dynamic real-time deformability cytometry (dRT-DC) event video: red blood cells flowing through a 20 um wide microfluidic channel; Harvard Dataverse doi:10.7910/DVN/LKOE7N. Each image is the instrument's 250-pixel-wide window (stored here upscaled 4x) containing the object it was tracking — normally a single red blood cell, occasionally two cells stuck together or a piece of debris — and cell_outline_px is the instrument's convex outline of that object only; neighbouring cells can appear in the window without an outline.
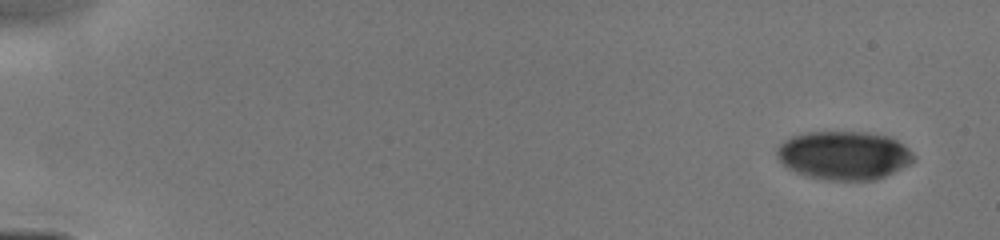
{"species": "human", "species_latin": "Homo sapiens", "temperature_condition": "cold", "stored_images_in_passage": 5, "camera_frame_rate_fps": 3000, "um_per_image_px": 0.085, "donor": {"sex": "male"}, "frame": {"image": 1, "passage_image": 1, "time_ms": 0.0, "image_size_px": [1000, 240], "cell_outline_px": [[916, 160], [876, 180], [828, 180], [808, 176], [796, 172], [788, 168], [776, 156], [776, 148], [784, 140], [792, 136], [808, 132], [868, 132], [888, 136], [904, 144], [916, 156]], "centroid_in_image_um": [71.73, 13.2], "position_along_channel_um": 13.3, "area_um2": 38.67}}
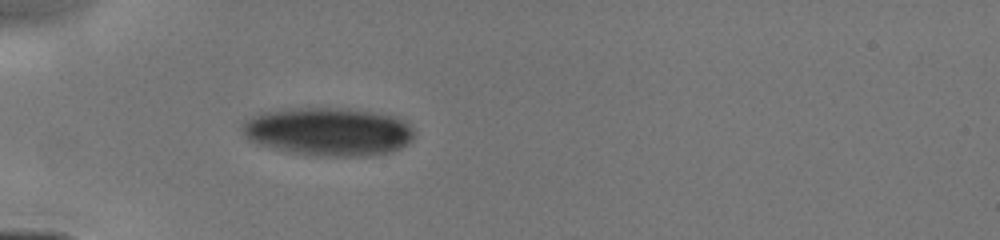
{"frame": {"image": 2, "passage_image": 5, "time_ms": 4.333, "image_size_px": [1000, 240], "cell_outline_px": [[416, 132], [412, 140], [400, 148], [388, 152], [372, 156], [316, 156], [288, 152], [256, 144], [248, 140], [244, 136], [240, 124], [244, 120], [260, 112], [284, 108], [348, 108], [372, 112], [392, 116], [408, 120]], "centroid_in_image_um": [27.89, 11.18], "position_along_channel_um": 57.1, "area_um2": 49.25}}